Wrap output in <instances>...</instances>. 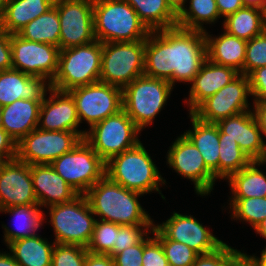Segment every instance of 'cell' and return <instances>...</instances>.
<instances>
[{
    "mask_svg": "<svg viewBox=\"0 0 266 266\" xmlns=\"http://www.w3.org/2000/svg\"><path fill=\"white\" fill-rule=\"evenodd\" d=\"M207 59L205 33L178 26L150 31L145 42L144 75L190 83Z\"/></svg>",
    "mask_w": 266,
    "mask_h": 266,
    "instance_id": "obj_1",
    "label": "cell"
},
{
    "mask_svg": "<svg viewBox=\"0 0 266 266\" xmlns=\"http://www.w3.org/2000/svg\"><path fill=\"white\" fill-rule=\"evenodd\" d=\"M95 216L119 225H154L153 219L138 201L140 194L113 182L107 175L85 194Z\"/></svg>",
    "mask_w": 266,
    "mask_h": 266,
    "instance_id": "obj_2",
    "label": "cell"
},
{
    "mask_svg": "<svg viewBox=\"0 0 266 266\" xmlns=\"http://www.w3.org/2000/svg\"><path fill=\"white\" fill-rule=\"evenodd\" d=\"M93 23L101 43L146 40L150 33L125 0H93Z\"/></svg>",
    "mask_w": 266,
    "mask_h": 266,
    "instance_id": "obj_3",
    "label": "cell"
},
{
    "mask_svg": "<svg viewBox=\"0 0 266 266\" xmlns=\"http://www.w3.org/2000/svg\"><path fill=\"white\" fill-rule=\"evenodd\" d=\"M106 175L128 190L143 195L156 191L165 199L159 185H166V180L141 142L106 162Z\"/></svg>",
    "mask_w": 266,
    "mask_h": 266,
    "instance_id": "obj_4",
    "label": "cell"
},
{
    "mask_svg": "<svg viewBox=\"0 0 266 266\" xmlns=\"http://www.w3.org/2000/svg\"><path fill=\"white\" fill-rule=\"evenodd\" d=\"M101 61L102 43L97 40L60 50L58 69L50 82L51 88L69 91L99 81Z\"/></svg>",
    "mask_w": 266,
    "mask_h": 266,
    "instance_id": "obj_5",
    "label": "cell"
},
{
    "mask_svg": "<svg viewBox=\"0 0 266 266\" xmlns=\"http://www.w3.org/2000/svg\"><path fill=\"white\" fill-rule=\"evenodd\" d=\"M172 89L167 80L139 76L122 90L123 110L142 131L167 104Z\"/></svg>",
    "mask_w": 266,
    "mask_h": 266,
    "instance_id": "obj_6",
    "label": "cell"
},
{
    "mask_svg": "<svg viewBox=\"0 0 266 266\" xmlns=\"http://www.w3.org/2000/svg\"><path fill=\"white\" fill-rule=\"evenodd\" d=\"M56 244L80 245L87 248L96 219L85 195L79 194L66 203L48 206Z\"/></svg>",
    "mask_w": 266,
    "mask_h": 266,
    "instance_id": "obj_7",
    "label": "cell"
},
{
    "mask_svg": "<svg viewBox=\"0 0 266 266\" xmlns=\"http://www.w3.org/2000/svg\"><path fill=\"white\" fill-rule=\"evenodd\" d=\"M145 42L102 43L99 81L123 90L134 79L144 75Z\"/></svg>",
    "mask_w": 266,
    "mask_h": 266,
    "instance_id": "obj_8",
    "label": "cell"
},
{
    "mask_svg": "<svg viewBox=\"0 0 266 266\" xmlns=\"http://www.w3.org/2000/svg\"><path fill=\"white\" fill-rule=\"evenodd\" d=\"M88 130L84 140L105 162L141 142L138 138L141 130L123 109Z\"/></svg>",
    "mask_w": 266,
    "mask_h": 266,
    "instance_id": "obj_9",
    "label": "cell"
},
{
    "mask_svg": "<svg viewBox=\"0 0 266 266\" xmlns=\"http://www.w3.org/2000/svg\"><path fill=\"white\" fill-rule=\"evenodd\" d=\"M50 165L76 192L83 195L106 175V162L84 139Z\"/></svg>",
    "mask_w": 266,
    "mask_h": 266,
    "instance_id": "obj_10",
    "label": "cell"
},
{
    "mask_svg": "<svg viewBox=\"0 0 266 266\" xmlns=\"http://www.w3.org/2000/svg\"><path fill=\"white\" fill-rule=\"evenodd\" d=\"M83 138L72 131H48L36 128L17 143L16 158L28 165L51 164L70 152Z\"/></svg>",
    "mask_w": 266,
    "mask_h": 266,
    "instance_id": "obj_11",
    "label": "cell"
},
{
    "mask_svg": "<svg viewBox=\"0 0 266 266\" xmlns=\"http://www.w3.org/2000/svg\"><path fill=\"white\" fill-rule=\"evenodd\" d=\"M68 92L75 100L80 123L86 121L90 127L123 109L122 89L111 84L97 81Z\"/></svg>",
    "mask_w": 266,
    "mask_h": 266,
    "instance_id": "obj_12",
    "label": "cell"
},
{
    "mask_svg": "<svg viewBox=\"0 0 266 266\" xmlns=\"http://www.w3.org/2000/svg\"><path fill=\"white\" fill-rule=\"evenodd\" d=\"M248 96H251L249 78L240 73L228 85L202 101L191 114L202 122L216 124L222 119L249 111Z\"/></svg>",
    "mask_w": 266,
    "mask_h": 266,
    "instance_id": "obj_13",
    "label": "cell"
},
{
    "mask_svg": "<svg viewBox=\"0 0 266 266\" xmlns=\"http://www.w3.org/2000/svg\"><path fill=\"white\" fill-rule=\"evenodd\" d=\"M12 69L24 74L45 78L49 82L57 73L60 48L23 39L11 34Z\"/></svg>",
    "mask_w": 266,
    "mask_h": 266,
    "instance_id": "obj_14",
    "label": "cell"
},
{
    "mask_svg": "<svg viewBox=\"0 0 266 266\" xmlns=\"http://www.w3.org/2000/svg\"><path fill=\"white\" fill-rule=\"evenodd\" d=\"M60 22V50L95 41L93 0H55Z\"/></svg>",
    "mask_w": 266,
    "mask_h": 266,
    "instance_id": "obj_15",
    "label": "cell"
},
{
    "mask_svg": "<svg viewBox=\"0 0 266 266\" xmlns=\"http://www.w3.org/2000/svg\"><path fill=\"white\" fill-rule=\"evenodd\" d=\"M169 168L190 179L198 195L208 196L213 190L216 178L206 166L197 147L184 135L176 138L167 152Z\"/></svg>",
    "mask_w": 266,
    "mask_h": 266,
    "instance_id": "obj_16",
    "label": "cell"
},
{
    "mask_svg": "<svg viewBox=\"0 0 266 266\" xmlns=\"http://www.w3.org/2000/svg\"><path fill=\"white\" fill-rule=\"evenodd\" d=\"M20 205H38L30 165L17 158L0 162V210Z\"/></svg>",
    "mask_w": 266,
    "mask_h": 266,
    "instance_id": "obj_17",
    "label": "cell"
},
{
    "mask_svg": "<svg viewBox=\"0 0 266 266\" xmlns=\"http://www.w3.org/2000/svg\"><path fill=\"white\" fill-rule=\"evenodd\" d=\"M168 239L189 246L199 255L210 253L224 242L204 227L195 217L173 212L162 224H154Z\"/></svg>",
    "mask_w": 266,
    "mask_h": 266,
    "instance_id": "obj_18",
    "label": "cell"
},
{
    "mask_svg": "<svg viewBox=\"0 0 266 266\" xmlns=\"http://www.w3.org/2000/svg\"><path fill=\"white\" fill-rule=\"evenodd\" d=\"M39 110L38 128L48 131H72L78 133L83 139L86 130L77 129L80 121L77 114L76 103L68 91L48 89Z\"/></svg>",
    "mask_w": 266,
    "mask_h": 266,
    "instance_id": "obj_19",
    "label": "cell"
},
{
    "mask_svg": "<svg viewBox=\"0 0 266 266\" xmlns=\"http://www.w3.org/2000/svg\"><path fill=\"white\" fill-rule=\"evenodd\" d=\"M219 134L235 140L251 161H259L266 149L260 130L252 110L222 119L216 123Z\"/></svg>",
    "mask_w": 266,
    "mask_h": 266,
    "instance_id": "obj_20",
    "label": "cell"
},
{
    "mask_svg": "<svg viewBox=\"0 0 266 266\" xmlns=\"http://www.w3.org/2000/svg\"><path fill=\"white\" fill-rule=\"evenodd\" d=\"M30 174L40 207L66 203L79 195L50 164L30 165Z\"/></svg>",
    "mask_w": 266,
    "mask_h": 266,
    "instance_id": "obj_21",
    "label": "cell"
},
{
    "mask_svg": "<svg viewBox=\"0 0 266 266\" xmlns=\"http://www.w3.org/2000/svg\"><path fill=\"white\" fill-rule=\"evenodd\" d=\"M240 72L230 66L218 65L206 59L190 82L189 99L184 102L189 106L191 113L202 101L214 95L221 88L234 80ZM187 100V101H186Z\"/></svg>",
    "mask_w": 266,
    "mask_h": 266,
    "instance_id": "obj_22",
    "label": "cell"
},
{
    "mask_svg": "<svg viewBox=\"0 0 266 266\" xmlns=\"http://www.w3.org/2000/svg\"><path fill=\"white\" fill-rule=\"evenodd\" d=\"M50 88V82L45 78L15 69L0 71V108L20 99L43 100Z\"/></svg>",
    "mask_w": 266,
    "mask_h": 266,
    "instance_id": "obj_23",
    "label": "cell"
},
{
    "mask_svg": "<svg viewBox=\"0 0 266 266\" xmlns=\"http://www.w3.org/2000/svg\"><path fill=\"white\" fill-rule=\"evenodd\" d=\"M42 101L20 99L0 108V126L16 143L38 128Z\"/></svg>",
    "mask_w": 266,
    "mask_h": 266,
    "instance_id": "obj_24",
    "label": "cell"
},
{
    "mask_svg": "<svg viewBox=\"0 0 266 266\" xmlns=\"http://www.w3.org/2000/svg\"><path fill=\"white\" fill-rule=\"evenodd\" d=\"M207 47V59L211 62L230 66L243 74L247 41L228 34L225 30L220 36L212 37L204 32Z\"/></svg>",
    "mask_w": 266,
    "mask_h": 266,
    "instance_id": "obj_25",
    "label": "cell"
},
{
    "mask_svg": "<svg viewBox=\"0 0 266 266\" xmlns=\"http://www.w3.org/2000/svg\"><path fill=\"white\" fill-rule=\"evenodd\" d=\"M192 129L183 134L197 147L206 166L219 179V128L215 123H205L189 113Z\"/></svg>",
    "mask_w": 266,
    "mask_h": 266,
    "instance_id": "obj_26",
    "label": "cell"
},
{
    "mask_svg": "<svg viewBox=\"0 0 266 266\" xmlns=\"http://www.w3.org/2000/svg\"><path fill=\"white\" fill-rule=\"evenodd\" d=\"M55 0H9L0 27L9 34H17L29 22L47 12Z\"/></svg>",
    "mask_w": 266,
    "mask_h": 266,
    "instance_id": "obj_27",
    "label": "cell"
},
{
    "mask_svg": "<svg viewBox=\"0 0 266 266\" xmlns=\"http://www.w3.org/2000/svg\"><path fill=\"white\" fill-rule=\"evenodd\" d=\"M55 242L35 234L31 237L10 242L7 248L20 266H51Z\"/></svg>",
    "mask_w": 266,
    "mask_h": 266,
    "instance_id": "obj_28",
    "label": "cell"
},
{
    "mask_svg": "<svg viewBox=\"0 0 266 266\" xmlns=\"http://www.w3.org/2000/svg\"><path fill=\"white\" fill-rule=\"evenodd\" d=\"M39 205H20L1 209L0 212L10 213L14 217L15 228L10 229L7 225L4 228V242L8 245L10 242L31 237L43 225L46 220L44 213Z\"/></svg>",
    "mask_w": 266,
    "mask_h": 266,
    "instance_id": "obj_29",
    "label": "cell"
},
{
    "mask_svg": "<svg viewBox=\"0 0 266 266\" xmlns=\"http://www.w3.org/2000/svg\"><path fill=\"white\" fill-rule=\"evenodd\" d=\"M222 24L228 34L249 41L265 31V10L244 6L228 15Z\"/></svg>",
    "mask_w": 266,
    "mask_h": 266,
    "instance_id": "obj_30",
    "label": "cell"
},
{
    "mask_svg": "<svg viewBox=\"0 0 266 266\" xmlns=\"http://www.w3.org/2000/svg\"><path fill=\"white\" fill-rule=\"evenodd\" d=\"M138 14L149 31H158L177 26V14L166 0H125Z\"/></svg>",
    "mask_w": 266,
    "mask_h": 266,
    "instance_id": "obj_31",
    "label": "cell"
},
{
    "mask_svg": "<svg viewBox=\"0 0 266 266\" xmlns=\"http://www.w3.org/2000/svg\"><path fill=\"white\" fill-rule=\"evenodd\" d=\"M257 166L260 167L261 164L252 161L228 178L231 198L266 197V175Z\"/></svg>",
    "mask_w": 266,
    "mask_h": 266,
    "instance_id": "obj_32",
    "label": "cell"
},
{
    "mask_svg": "<svg viewBox=\"0 0 266 266\" xmlns=\"http://www.w3.org/2000/svg\"><path fill=\"white\" fill-rule=\"evenodd\" d=\"M17 34L28 41L59 47L60 22L58 9L54 5L47 12L29 22Z\"/></svg>",
    "mask_w": 266,
    "mask_h": 266,
    "instance_id": "obj_33",
    "label": "cell"
},
{
    "mask_svg": "<svg viewBox=\"0 0 266 266\" xmlns=\"http://www.w3.org/2000/svg\"><path fill=\"white\" fill-rule=\"evenodd\" d=\"M189 4V9L186 7L177 15L178 27L205 32L204 23L220 19L216 0H190Z\"/></svg>",
    "mask_w": 266,
    "mask_h": 266,
    "instance_id": "obj_34",
    "label": "cell"
},
{
    "mask_svg": "<svg viewBox=\"0 0 266 266\" xmlns=\"http://www.w3.org/2000/svg\"><path fill=\"white\" fill-rule=\"evenodd\" d=\"M251 162L235 140L225 138V134H219V179L227 180Z\"/></svg>",
    "mask_w": 266,
    "mask_h": 266,
    "instance_id": "obj_35",
    "label": "cell"
},
{
    "mask_svg": "<svg viewBox=\"0 0 266 266\" xmlns=\"http://www.w3.org/2000/svg\"><path fill=\"white\" fill-rule=\"evenodd\" d=\"M229 199L232 219L248 222L253 227V230L266 218V197Z\"/></svg>",
    "mask_w": 266,
    "mask_h": 266,
    "instance_id": "obj_36",
    "label": "cell"
},
{
    "mask_svg": "<svg viewBox=\"0 0 266 266\" xmlns=\"http://www.w3.org/2000/svg\"><path fill=\"white\" fill-rule=\"evenodd\" d=\"M151 234L161 243L169 266H192L199 256L189 246L168 239L155 225Z\"/></svg>",
    "mask_w": 266,
    "mask_h": 266,
    "instance_id": "obj_37",
    "label": "cell"
},
{
    "mask_svg": "<svg viewBox=\"0 0 266 266\" xmlns=\"http://www.w3.org/2000/svg\"><path fill=\"white\" fill-rule=\"evenodd\" d=\"M245 254L224 242L215 251L199 255L192 266H247Z\"/></svg>",
    "mask_w": 266,
    "mask_h": 266,
    "instance_id": "obj_38",
    "label": "cell"
},
{
    "mask_svg": "<svg viewBox=\"0 0 266 266\" xmlns=\"http://www.w3.org/2000/svg\"><path fill=\"white\" fill-rule=\"evenodd\" d=\"M118 231L119 224L96 218L87 251L94 254H108L114 248Z\"/></svg>",
    "mask_w": 266,
    "mask_h": 266,
    "instance_id": "obj_39",
    "label": "cell"
},
{
    "mask_svg": "<svg viewBox=\"0 0 266 266\" xmlns=\"http://www.w3.org/2000/svg\"><path fill=\"white\" fill-rule=\"evenodd\" d=\"M154 225H119L114 248L108 253L111 257L124 249L140 243L145 236L152 233Z\"/></svg>",
    "mask_w": 266,
    "mask_h": 266,
    "instance_id": "obj_40",
    "label": "cell"
},
{
    "mask_svg": "<svg viewBox=\"0 0 266 266\" xmlns=\"http://www.w3.org/2000/svg\"><path fill=\"white\" fill-rule=\"evenodd\" d=\"M87 253L80 245L55 244L51 266H85Z\"/></svg>",
    "mask_w": 266,
    "mask_h": 266,
    "instance_id": "obj_41",
    "label": "cell"
},
{
    "mask_svg": "<svg viewBox=\"0 0 266 266\" xmlns=\"http://www.w3.org/2000/svg\"><path fill=\"white\" fill-rule=\"evenodd\" d=\"M266 66V30L247 41L243 74L248 76L253 70Z\"/></svg>",
    "mask_w": 266,
    "mask_h": 266,
    "instance_id": "obj_42",
    "label": "cell"
},
{
    "mask_svg": "<svg viewBox=\"0 0 266 266\" xmlns=\"http://www.w3.org/2000/svg\"><path fill=\"white\" fill-rule=\"evenodd\" d=\"M152 237L146 236L140 243L135 244L122 252L115 254L112 258L115 266H142L144 245Z\"/></svg>",
    "mask_w": 266,
    "mask_h": 266,
    "instance_id": "obj_43",
    "label": "cell"
},
{
    "mask_svg": "<svg viewBox=\"0 0 266 266\" xmlns=\"http://www.w3.org/2000/svg\"><path fill=\"white\" fill-rule=\"evenodd\" d=\"M142 266H169L163 247L154 236L144 245Z\"/></svg>",
    "mask_w": 266,
    "mask_h": 266,
    "instance_id": "obj_44",
    "label": "cell"
},
{
    "mask_svg": "<svg viewBox=\"0 0 266 266\" xmlns=\"http://www.w3.org/2000/svg\"><path fill=\"white\" fill-rule=\"evenodd\" d=\"M248 78L254 101H266V66L253 70Z\"/></svg>",
    "mask_w": 266,
    "mask_h": 266,
    "instance_id": "obj_45",
    "label": "cell"
},
{
    "mask_svg": "<svg viewBox=\"0 0 266 266\" xmlns=\"http://www.w3.org/2000/svg\"><path fill=\"white\" fill-rule=\"evenodd\" d=\"M12 69L11 34L0 27V71Z\"/></svg>",
    "mask_w": 266,
    "mask_h": 266,
    "instance_id": "obj_46",
    "label": "cell"
},
{
    "mask_svg": "<svg viewBox=\"0 0 266 266\" xmlns=\"http://www.w3.org/2000/svg\"><path fill=\"white\" fill-rule=\"evenodd\" d=\"M16 154H17V143L0 126V162L15 159Z\"/></svg>",
    "mask_w": 266,
    "mask_h": 266,
    "instance_id": "obj_47",
    "label": "cell"
},
{
    "mask_svg": "<svg viewBox=\"0 0 266 266\" xmlns=\"http://www.w3.org/2000/svg\"><path fill=\"white\" fill-rule=\"evenodd\" d=\"M253 106L252 113L263 137H266V101H254Z\"/></svg>",
    "mask_w": 266,
    "mask_h": 266,
    "instance_id": "obj_48",
    "label": "cell"
},
{
    "mask_svg": "<svg viewBox=\"0 0 266 266\" xmlns=\"http://www.w3.org/2000/svg\"><path fill=\"white\" fill-rule=\"evenodd\" d=\"M220 17L224 19L244 7L242 0H216Z\"/></svg>",
    "mask_w": 266,
    "mask_h": 266,
    "instance_id": "obj_49",
    "label": "cell"
},
{
    "mask_svg": "<svg viewBox=\"0 0 266 266\" xmlns=\"http://www.w3.org/2000/svg\"><path fill=\"white\" fill-rule=\"evenodd\" d=\"M85 266H115L113 258L108 254H94L88 252Z\"/></svg>",
    "mask_w": 266,
    "mask_h": 266,
    "instance_id": "obj_50",
    "label": "cell"
},
{
    "mask_svg": "<svg viewBox=\"0 0 266 266\" xmlns=\"http://www.w3.org/2000/svg\"><path fill=\"white\" fill-rule=\"evenodd\" d=\"M247 259V266H266V247L261 252V257L255 255L245 254Z\"/></svg>",
    "mask_w": 266,
    "mask_h": 266,
    "instance_id": "obj_51",
    "label": "cell"
},
{
    "mask_svg": "<svg viewBox=\"0 0 266 266\" xmlns=\"http://www.w3.org/2000/svg\"><path fill=\"white\" fill-rule=\"evenodd\" d=\"M0 266H20L9 252H0Z\"/></svg>",
    "mask_w": 266,
    "mask_h": 266,
    "instance_id": "obj_52",
    "label": "cell"
},
{
    "mask_svg": "<svg viewBox=\"0 0 266 266\" xmlns=\"http://www.w3.org/2000/svg\"><path fill=\"white\" fill-rule=\"evenodd\" d=\"M169 7L178 15L185 8L187 0H166Z\"/></svg>",
    "mask_w": 266,
    "mask_h": 266,
    "instance_id": "obj_53",
    "label": "cell"
},
{
    "mask_svg": "<svg viewBox=\"0 0 266 266\" xmlns=\"http://www.w3.org/2000/svg\"><path fill=\"white\" fill-rule=\"evenodd\" d=\"M244 6L266 9V0H242Z\"/></svg>",
    "mask_w": 266,
    "mask_h": 266,
    "instance_id": "obj_54",
    "label": "cell"
},
{
    "mask_svg": "<svg viewBox=\"0 0 266 266\" xmlns=\"http://www.w3.org/2000/svg\"><path fill=\"white\" fill-rule=\"evenodd\" d=\"M256 233L266 239V218L263 219L254 229Z\"/></svg>",
    "mask_w": 266,
    "mask_h": 266,
    "instance_id": "obj_55",
    "label": "cell"
},
{
    "mask_svg": "<svg viewBox=\"0 0 266 266\" xmlns=\"http://www.w3.org/2000/svg\"><path fill=\"white\" fill-rule=\"evenodd\" d=\"M9 0H0V19L2 18L3 16V13L5 11V7L7 5Z\"/></svg>",
    "mask_w": 266,
    "mask_h": 266,
    "instance_id": "obj_56",
    "label": "cell"
},
{
    "mask_svg": "<svg viewBox=\"0 0 266 266\" xmlns=\"http://www.w3.org/2000/svg\"><path fill=\"white\" fill-rule=\"evenodd\" d=\"M261 165L266 164V149L264 151V154L262 155V157L260 158V160L258 161Z\"/></svg>",
    "mask_w": 266,
    "mask_h": 266,
    "instance_id": "obj_57",
    "label": "cell"
},
{
    "mask_svg": "<svg viewBox=\"0 0 266 266\" xmlns=\"http://www.w3.org/2000/svg\"><path fill=\"white\" fill-rule=\"evenodd\" d=\"M265 30H266V9H265Z\"/></svg>",
    "mask_w": 266,
    "mask_h": 266,
    "instance_id": "obj_58",
    "label": "cell"
}]
</instances>
